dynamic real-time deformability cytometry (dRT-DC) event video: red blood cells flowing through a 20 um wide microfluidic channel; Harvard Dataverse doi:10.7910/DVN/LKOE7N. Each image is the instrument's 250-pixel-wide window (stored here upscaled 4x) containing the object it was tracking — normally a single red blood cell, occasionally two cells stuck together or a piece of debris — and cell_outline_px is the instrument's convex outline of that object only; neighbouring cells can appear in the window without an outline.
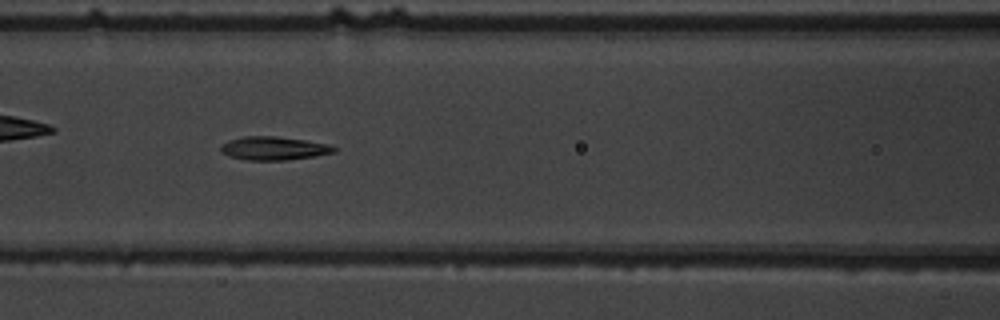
{"species": "common noctule bat (a hibernating species)", "species_latin": "Nyctalus noctula", "temperature_condition": "warm", "stored_images_in_passage": 39, "camera_frame_rate_fps": 3000, "um_per_image_px": 0.085, "animal": {"sex": "male", "body_mass_g": 19.5, "forearm_length_mm": 54.6}, "frame": {"image": 1, "passage_image": 9, "time_ms": 2.667, "image_size_px": [1000, 320], "cell_outline_px": [[336, 152], [316, 156], [284, 160], [248, 160], [232, 156], [224, 152], [220, 148], [220, 144], [228, 140], [244, 136], [276, 136], [304, 140], [328, 144], [336, 148]], "centroid_in_image_um": [23.29, 12.6], "position_along_channel_um": 143.3, "area_um2": 15.32}}
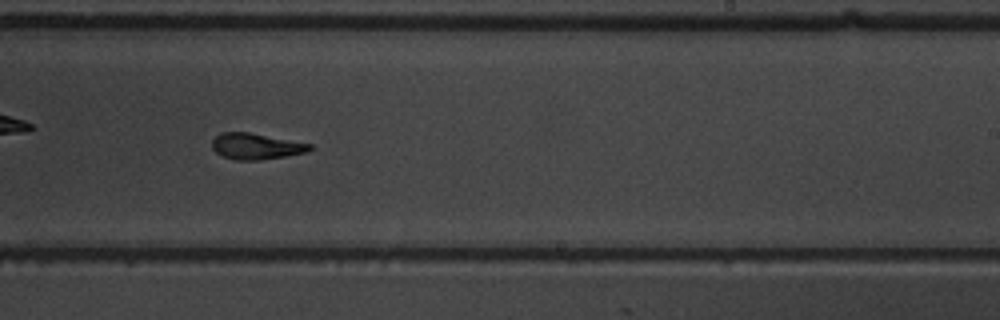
{"frame": {"image": 2, "passage_image": 19, "time_ms": 6.0, "image_size_px": [1000, 320], "cell_outline_px": [[312, 148], [308, 152], [260, 160], [236, 160], [224, 156], [216, 152], [212, 148], [212, 140], [220, 132], [248, 132], [312, 144]], "centroid_in_image_um": [21.75, 12.43], "position_along_channel_um": 267.2, "area_um2": 14.74}}
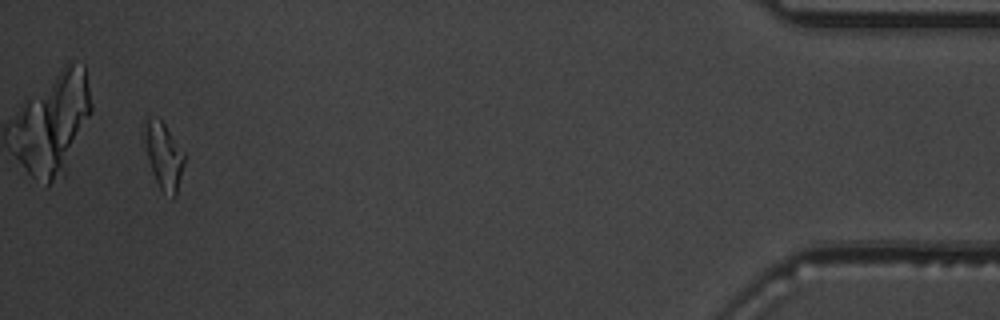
{"frame": {"image": 3, "passage_image": 37, "time_ms": 12.0, "image_size_px": [1000, 320], "cell_outline_px": [[184, 164], [176, 196], [172, 200], [160, 188], [156, 180], [148, 156], [144, 116], [156, 116], [164, 124], [184, 152]], "centroid_in_image_um": [13.95, 13.24], "position_along_channel_um": 421.3, "area_um2": 14.97}, "authors_computed_cell_mechanics": {"area_um2": 15.3748, "velocity_mm_per_s": 3.7326, "shape_relaxation_time_tau1_ms": 5.7941, "shape_relaxation_time_tau2_ms": 2.1498, "deformation_change_tau1": 0.2036, "deformation_change_tau2": 0.1193}}